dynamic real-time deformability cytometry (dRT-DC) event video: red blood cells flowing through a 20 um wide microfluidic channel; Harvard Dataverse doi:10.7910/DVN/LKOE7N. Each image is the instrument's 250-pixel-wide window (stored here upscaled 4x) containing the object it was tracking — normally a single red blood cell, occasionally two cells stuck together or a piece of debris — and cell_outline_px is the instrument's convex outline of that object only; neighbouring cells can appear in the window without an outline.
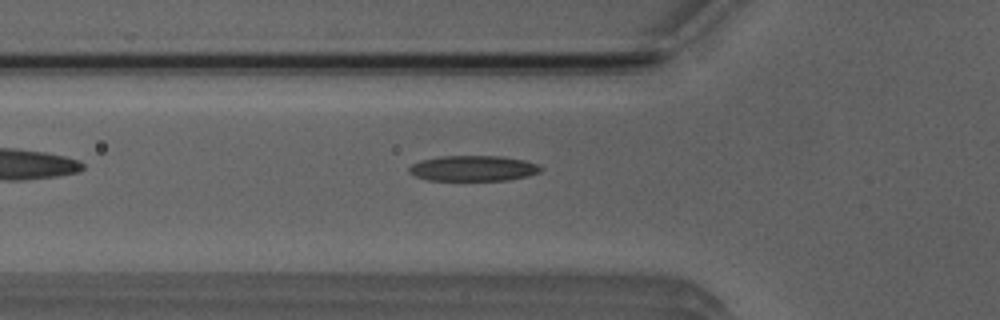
{"species": "Egyptian fruit bat (a non-hibernating species)", "species_latin": "Rousettus aegyptiacus", "temperature_condition": "room temperature", "stored_images_in_passage": 4, "camera_frame_rate_fps": 3000, "um_per_image_px": 0.085, "animal": {"sex": "male"}, "frame": {"image": 1, "passage_image": 4, "time_ms": 3.333, "image_size_px": [1000, 320], "cell_outline_px": [[544, 168], [540, 172], [528, 176], [508, 180], [428, 180], [416, 176], [408, 172], [408, 168], [412, 164], [420, 160], [440, 156], [500, 156], [524, 160], [536, 164]], "centroid_in_image_um": [40.22, 14.31], "position_along_channel_um": 85.6, "area_um2": 19.59}}